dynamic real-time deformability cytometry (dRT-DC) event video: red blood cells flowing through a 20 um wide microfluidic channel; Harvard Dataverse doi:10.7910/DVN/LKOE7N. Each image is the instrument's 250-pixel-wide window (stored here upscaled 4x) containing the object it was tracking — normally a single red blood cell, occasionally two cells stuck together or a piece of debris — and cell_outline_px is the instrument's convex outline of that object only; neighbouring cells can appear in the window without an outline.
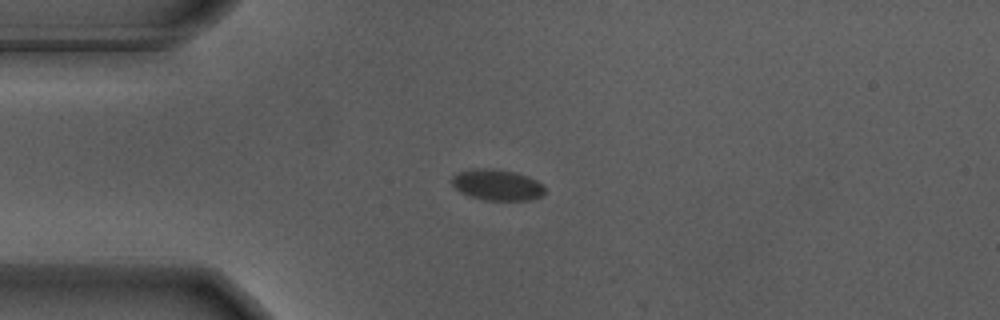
{"species": "Egyptian fruit bat (a non-hibernating species)", "species_latin": "Rousettus aegyptiacus", "temperature_condition": "warm", "stored_images_in_passage": 8, "camera_frame_rate_fps": 3000, "um_per_image_px": 0.085, "animal": {"sex": "male"}, "frame": {"image": 1, "passage_image": 1, "time_ms": 0.0, "image_size_px": [1000, 320], "cell_outline_px": [[544, 196], [532, 200], [484, 200], [460, 192], [452, 184], [452, 176], [460, 172], [472, 168], [492, 168], [516, 172], [528, 176], [544, 184]], "centroid_in_image_um": [42.3, 15.71], "position_along_channel_um": 42.7, "area_um2": 16.94}}